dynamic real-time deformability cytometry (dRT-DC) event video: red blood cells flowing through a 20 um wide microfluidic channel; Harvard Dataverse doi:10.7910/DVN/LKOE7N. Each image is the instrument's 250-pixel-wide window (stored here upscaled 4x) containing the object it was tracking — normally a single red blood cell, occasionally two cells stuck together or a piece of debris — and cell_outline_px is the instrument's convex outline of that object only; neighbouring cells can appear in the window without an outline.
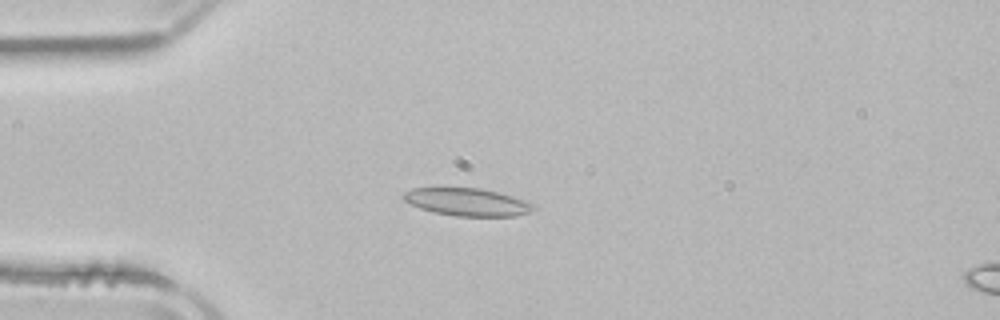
{"species": "common noctule bat (a hibernating species)", "species_latin": "Nyctalus noctula", "temperature_condition": "room temperature", "stored_images_in_passage": 47, "camera_frame_rate_fps": 3000, "um_per_image_px": 0.085, "animal": {"sex": "male", "body_mass_g": 21.5, "forearm_length_mm": 52.0}, "frame": {"image": 1, "passage_image": 13, "time_ms": 4.0, "image_size_px": [1000, 320], "cell_outline_px": [[536, 208], [532, 212], [516, 216], [456, 216], [432, 212], [420, 208], [404, 200], [404, 192], [412, 188], [480, 188], [512, 196], [536, 204]], "centroid_in_image_um": [39.76, 17.18], "position_along_channel_um": 45.2, "area_um2": 20.92}}
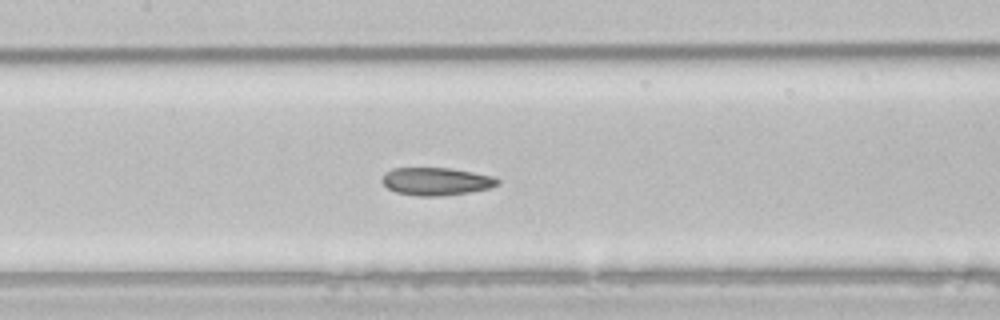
{"frame": {"image": 2, "passage_image": 24, "time_ms": 7.667, "image_size_px": [1000, 320], "cell_outline_px": [[500, 184], [488, 188], [472, 192], [440, 196], [420, 196], [396, 192], [388, 188], [380, 180], [384, 172], [392, 168], [452, 168], [492, 176], [500, 180]], "centroid_in_image_um": [37.06, 15.41], "position_along_channel_um": 170.3, "area_um2": 18.79}}
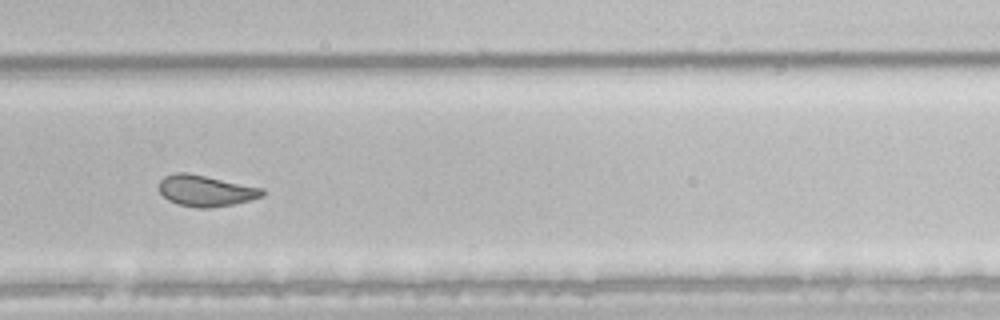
{"frame": {"image": 3, "passage_image": 35, "time_ms": 11.333, "image_size_px": [1000, 320], "cell_outline_px": [[264, 196], [252, 200], [232, 204], [208, 208], [200, 208], [180, 204], [168, 200], [160, 192], [160, 180], [164, 176], [176, 172], [184, 172], [264, 188]], "centroid_in_image_um": [17.51, 16.21], "position_along_channel_um": 312.3, "area_um2": 18.5}, "authors_computed_cell_mechanics": {"area_um2": 21.0392, "velocity_mm_per_s": 3.8937, "shape_relaxation_time_tau1_ms": 8.995, "shape_relaxation_time_tau2_ms": 2.408, "deformation_change_tau1": 0.2041, "deformation_change_tau2": 0.0867}}